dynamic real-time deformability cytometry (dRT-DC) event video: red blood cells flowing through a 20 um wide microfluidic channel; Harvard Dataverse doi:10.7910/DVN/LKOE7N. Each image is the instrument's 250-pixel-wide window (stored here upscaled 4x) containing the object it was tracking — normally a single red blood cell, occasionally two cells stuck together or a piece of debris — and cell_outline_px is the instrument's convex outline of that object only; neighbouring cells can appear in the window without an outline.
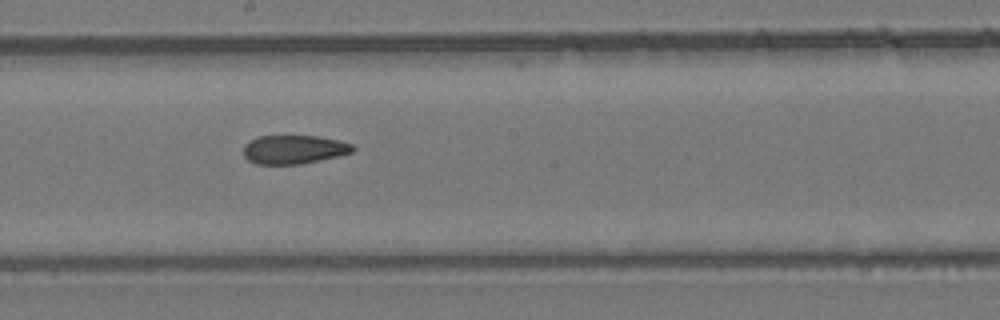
{"species": "common noctule bat (a hibernating species)", "species_latin": "Nyctalus noctula", "temperature_condition": "room temperature", "stored_images_in_passage": 8, "camera_frame_rate_fps": 3000, "um_per_image_px": 0.085, "animal": {"sex": "female", "body_mass_g": 24.6, "forearm_length_mm": 56.2}, "frame": {"image": 1, "passage_image": 8, "time_ms": 9.0, "image_size_px": [1000, 320], "cell_outline_px": [[356, 148], [352, 152], [336, 156], [300, 164], [256, 164], [248, 160], [244, 156], [244, 144], [260, 136], [316, 136], [340, 140], [352, 144]], "centroid_in_image_um": [24.98, 12.7], "position_along_channel_um": 223.2, "area_um2": 18.15}}